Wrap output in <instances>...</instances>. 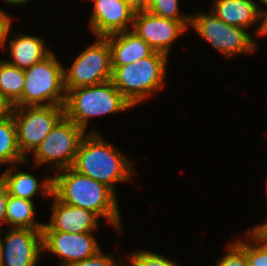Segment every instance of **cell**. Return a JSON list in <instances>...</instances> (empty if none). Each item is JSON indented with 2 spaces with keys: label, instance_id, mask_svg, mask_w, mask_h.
Instances as JSON below:
<instances>
[{
  "label": "cell",
  "instance_id": "6",
  "mask_svg": "<svg viewBox=\"0 0 267 266\" xmlns=\"http://www.w3.org/2000/svg\"><path fill=\"white\" fill-rule=\"evenodd\" d=\"M210 13L193 14L189 27L226 58L255 51L257 44L246 29L223 22L212 10Z\"/></svg>",
  "mask_w": 267,
  "mask_h": 266
},
{
  "label": "cell",
  "instance_id": "3",
  "mask_svg": "<svg viewBox=\"0 0 267 266\" xmlns=\"http://www.w3.org/2000/svg\"><path fill=\"white\" fill-rule=\"evenodd\" d=\"M167 57L165 54L154 51L150 56L134 63L112 67L111 81L134 107L162 88L166 75Z\"/></svg>",
  "mask_w": 267,
  "mask_h": 266
},
{
  "label": "cell",
  "instance_id": "25",
  "mask_svg": "<svg viewBox=\"0 0 267 266\" xmlns=\"http://www.w3.org/2000/svg\"><path fill=\"white\" fill-rule=\"evenodd\" d=\"M130 266H178L174 261L150 251H140L130 254Z\"/></svg>",
  "mask_w": 267,
  "mask_h": 266
},
{
  "label": "cell",
  "instance_id": "34",
  "mask_svg": "<svg viewBox=\"0 0 267 266\" xmlns=\"http://www.w3.org/2000/svg\"><path fill=\"white\" fill-rule=\"evenodd\" d=\"M259 1L267 6V0H259Z\"/></svg>",
  "mask_w": 267,
  "mask_h": 266
},
{
  "label": "cell",
  "instance_id": "7",
  "mask_svg": "<svg viewBox=\"0 0 267 266\" xmlns=\"http://www.w3.org/2000/svg\"><path fill=\"white\" fill-rule=\"evenodd\" d=\"M97 41L82 51L70 68H64L66 93L71 89L91 86L111 80V49L106 37H96Z\"/></svg>",
  "mask_w": 267,
  "mask_h": 266
},
{
  "label": "cell",
  "instance_id": "22",
  "mask_svg": "<svg viewBox=\"0 0 267 266\" xmlns=\"http://www.w3.org/2000/svg\"><path fill=\"white\" fill-rule=\"evenodd\" d=\"M148 11L160 16L182 22L187 28L190 25L191 15H180L179 0H149Z\"/></svg>",
  "mask_w": 267,
  "mask_h": 266
},
{
  "label": "cell",
  "instance_id": "9",
  "mask_svg": "<svg viewBox=\"0 0 267 266\" xmlns=\"http://www.w3.org/2000/svg\"><path fill=\"white\" fill-rule=\"evenodd\" d=\"M17 129V144L26 158L27 152H34L65 115L64 106H22L11 107Z\"/></svg>",
  "mask_w": 267,
  "mask_h": 266
},
{
  "label": "cell",
  "instance_id": "32",
  "mask_svg": "<svg viewBox=\"0 0 267 266\" xmlns=\"http://www.w3.org/2000/svg\"><path fill=\"white\" fill-rule=\"evenodd\" d=\"M263 21L257 29L259 35H267V11L263 14Z\"/></svg>",
  "mask_w": 267,
  "mask_h": 266
},
{
  "label": "cell",
  "instance_id": "2",
  "mask_svg": "<svg viewBox=\"0 0 267 266\" xmlns=\"http://www.w3.org/2000/svg\"><path fill=\"white\" fill-rule=\"evenodd\" d=\"M71 168L105 184L114 192L115 183L130 181L134 174L132 162L94 129L82 139Z\"/></svg>",
  "mask_w": 267,
  "mask_h": 266
},
{
  "label": "cell",
  "instance_id": "18",
  "mask_svg": "<svg viewBox=\"0 0 267 266\" xmlns=\"http://www.w3.org/2000/svg\"><path fill=\"white\" fill-rule=\"evenodd\" d=\"M15 39L9 40V54L13 61L9 63L17 66L20 69L31 67L37 62L48 57L52 51L45 47V42L37 36H30L18 32Z\"/></svg>",
  "mask_w": 267,
  "mask_h": 266
},
{
  "label": "cell",
  "instance_id": "26",
  "mask_svg": "<svg viewBox=\"0 0 267 266\" xmlns=\"http://www.w3.org/2000/svg\"><path fill=\"white\" fill-rule=\"evenodd\" d=\"M125 264L120 263L116 264L113 259L112 254H103L102 251L100 250L97 252L95 255L71 264L70 266H124ZM126 266V265H125Z\"/></svg>",
  "mask_w": 267,
  "mask_h": 266
},
{
  "label": "cell",
  "instance_id": "17",
  "mask_svg": "<svg viewBox=\"0 0 267 266\" xmlns=\"http://www.w3.org/2000/svg\"><path fill=\"white\" fill-rule=\"evenodd\" d=\"M8 195L33 201L34 195L41 192L45 196L53 194V177H47L41 183L29 172H13L12 167L1 175ZM41 189V190H40Z\"/></svg>",
  "mask_w": 267,
  "mask_h": 266
},
{
  "label": "cell",
  "instance_id": "15",
  "mask_svg": "<svg viewBox=\"0 0 267 266\" xmlns=\"http://www.w3.org/2000/svg\"><path fill=\"white\" fill-rule=\"evenodd\" d=\"M211 8L223 22L246 30L259 19L263 21L265 13L254 0H215Z\"/></svg>",
  "mask_w": 267,
  "mask_h": 266
},
{
  "label": "cell",
  "instance_id": "13",
  "mask_svg": "<svg viewBox=\"0 0 267 266\" xmlns=\"http://www.w3.org/2000/svg\"><path fill=\"white\" fill-rule=\"evenodd\" d=\"M93 3L89 25L95 37L131 30L135 12L124 0H93Z\"/></svg>",
  "mask_w": 267,
  "mask_h": 266
},
{
  "label": "cell",
  "instance_id": "29",
  "mask_svg": "<svg viewBox=\"0 0 267 266\" xmlns=\"http://www.w3.org/2000/svg\"><path fill=\"white\" fill-rule=\"evenodd\" d=\"M249 233L259 242L267 245V221L260 226H256L249 230Z\"/></svg>",
  "mask_w": 267,
  "mask_h": 266
},
{
  "label": "cell",
  "instance_id": "14",
  "mask_svg": "<svg viewBox=\"0 0 267 266\" xmlns=\"http://www.w3.org/2000/svg\"><path fill=\"white\" fill-rule=\"evenodd\" d=\"M52 216L45 223L42 231H59L66 233L94 232L98 227V215L94 212L76 206H70L60 201L54 194Z\"/></svg>",
  "mask_w": 267,
  "mask_h": 266
},
{
  "label": "cell",
  "instance_id": "12",
  "mask_svg": "<svg viewBox=\"0 0 267 266\" xmlns=\"http://www.w3.org/2000/svg\"><path fill=\"white\" fill-rule=\"evenodd\" d=\"M43 250L62 259V266L85 260L101 250L92 232L42 231Z\"/></svg>",
  "mask_w": 267,
  "mask_h": 266
},
{
  "label": "cell",
  "instance_id": "20",
  "mask_svg": "<svg viewBox=\"0 0 267 266\" xmlns=\"http://www.w3.org/2000/svg\"><path fill=\"white\" fill-rule=\"evenodd\" d=\"M17 144V129L11 112L0 118V165L28 164Z\"/></svg>",
  "mask_w": 267,
  "mask_h": 266
},
{
  "label": "cell",
  "instance_id": "19",
  "mask_svg": "<svg viewBox=\"0 0 267 266\" xmlns=\"http://www.w3.org/2000/svg\"><path fill=\"white\" fill-rule=\"evenodd\" d=\"M24 82V69L0 60V93L12 107H22Z\"/></svg>",
  "mask_w": 267,
  "mask_h": 266
},
{
  "label": "cell",
  "instance_id": "33",
  "mask_svg": "<svg viewBox=\"0 0 267 266\" xmlns=\"http://www.w3.org/2000/svg\"><path fill=\"white\" fill-rule=\"evenodd\" d=\"M3 1H6L7 4L22 5V4H25L29 0H3Z\"/></svg>",
  "mask_w": 267,
  "mask_h": 266
},
{
  "label": "cell",
  "instance_id": "24",
  "mask_svg": "<svg viewBox=\"0 0 267 266\" xmlns=\"http://www.w3.org/2000/svg\"><path fill=\"white\" fill-rule=\"evenodd\" d=\"M246 254L248 266H267V245L259 242L249 232L246 233Z\"/></svg>",
  "mask_w": 267,
  "mask_h": 266
},
{
  "label": "cell",
  "instance_id": "27",
  "mask_svg": "<svg viewBox=\"0 0 267 266\" xmlns=\"http://www.w3.org/2000/svg\"><path fill=\"white\" fill-rule=\"evenodd\" d=\"M11 20V17L0 9V47L3 49L11 30Z\"/></svg>",
  "mask_w": 267,
  "mask_h": 266
},
{
  "label": "cell",
  "instance_id": "31",
  "mask_svg": "<svg viewBox=\"0 0 267 266\" xmlns=\"http://www.w3.org/2000/svg\"><path fill=\"white\" fill-rule=\"evenodd\" d=\"M11 105L2 97L0 93V118L7 116L11 111Z\"/></svg>",
  "mask_w": 267,
  "mask_h": 266
},
{
  "label": "cell",
  "instance_id": "1",
  "mask_svg": "<svg viewBox=\"0 0 267 266\" xmlns=\"http://www.w3.org/2000/svg\"><path fill=\"white\" fill-rule=\"evenodd\" d=\"M53 175V194L63 203L90 210L121 232L116 192L103 183L65 168Z\"/></svg>",
  "mask_w": 267,
  "mask_h": 266
},
{
  "label": "cell",
  "instance_id": "11",
  "mask_svg": "<svg viewBox=\"0 0 267 266\" xmlns=\"http://www.w3.org/2000/svg\"><path fill=\"white\" fill-rule=\"evenodd\" d=\"M187 29L180 21L161 18L150 11H144L135 13L131 31L155 52L168 56L173 42Z\"/></svg>",
  "mask_w": 267,
  "mask_h": 266
},
{
  "label": "cell",
  "instance_id": "21",
  "mask_svg": "<svg viewBox=\"0 0 267 266\" xmlns=\"http://www.w3.org/2000/svg\"><path fill=\"white\" fill-rule=\"evenodd\" d=\"M34 202L8 195L6 223L11 228L43 229L44 224L35 221Z\"/></svg>",
  "mask_w": 267,
  "mask_h": 266
},
{
  "label": "cell",
  "instance_id": "23",
  "mask_svg": "<svg viewBox=\"0 0 267 266\" xmlns=\"http://www.w3.org/2000/svg\"><path fill=\"white\" fill-rule=\"evenodd\" d=\"M228 248V252L215 266H248L245 241L230 243Z\"/></svg>",
  "mask_w": 267,
  "mask_h": 266
},
{
  "label": "cell",
  "instance_id": "8",
  "mask_svg": "<svg viewBox=\"0 0 267 266\" xmlns=\"http://www.w3.org/2000/svg\"><path fill=\"white\" fill-rule=\"evenodd\" d=\"M86 131L64 115L33 152L35 166L55 162V171L73 165Z\"/></svg>",
  "mask_w": 267,
  "mask_h": 266
},
{
  "label": "cell",
  "instance_id": "4",
  "mask_svg": "<svg viewBox=\"0 0 267 266\" xmlns=\"http://www.w3.org/2000/svg\"><path fill=\"white\" fill-rule=\"evenodd\" d=\"M133 108L111 80L71 89L66 93L65 115L76 125L87 128L89 118Z\"/></svg>",
  "mask_w": 267,
  "mask_h": 266
},
{
  "label": "cell",
  "instance_id": "10",
  "mask_svg": "<svg viewBox=\"0 0 267 266\" xmlns=\"http://www.w3.org/2000/svg\"><path fill=\"white\" fill-rule=\"evenodd\" d=\"M0 237L1 266H36L43 251L42 229L9 228Z\"/></svg>",
  "mask_w": 267,
  "mask_h": 266
},
{
  "label": "cell",
  "instance_id": "16",
  "mask_svg": "<svg viewBox=\"0 0 267 266\" xmlns=\"http://www.w3.org/2000/svg\"><path fill=\"white\" fill-rule=\"evenodd\" d=\"M110 49L112 67L125 66L150 56L154 50L133 31H123L106 36Z\"/></svg>",
  "mask_w": 267,
  "mask_h": 266
},
{
  "label": "cell",
  "instance_id": "28",
  "mask_svg": "<svg viewBox=\"0 0 267 266\" xmlns=\"http://www.w3.org/2000/svg\"><path fill=\"white\" fill-rule=\"evenodd\" d=\"M8 192L5 185L0 180V226L6 224V204Z\"/></svg>",
  "mask_w": 267,
  "mask_h": 266
},
{
  "label": "cell",
  "instance_id": "30",
  "mask_svg": "<svg viewBox=\"0 0 267 266\" xmlns=\"http://www.w3.org/2000/svg\"><path fill=\"white\" fill-rule=\"evenodd\" d=\"M124 1L135 13L148 11L149 0H124Z\"/></svg>",
  "mask_w": 267,
  "mask_h": 266
},
{
  "label": "cell",
  "instance_id": "5",
  "mask_svg": "<svg viewBox=\"0 0 267 266\" xmlns=\"http://www.w3.org/2000/svg\"><path fill=\"white\" fill-rule=\"evenodd\" d=\"M22 106H64V66L52 52L48 57L24 69Z\"/></svg>",
  "mask_w": 267,
  "mask_h": 266
}]
</instances>
